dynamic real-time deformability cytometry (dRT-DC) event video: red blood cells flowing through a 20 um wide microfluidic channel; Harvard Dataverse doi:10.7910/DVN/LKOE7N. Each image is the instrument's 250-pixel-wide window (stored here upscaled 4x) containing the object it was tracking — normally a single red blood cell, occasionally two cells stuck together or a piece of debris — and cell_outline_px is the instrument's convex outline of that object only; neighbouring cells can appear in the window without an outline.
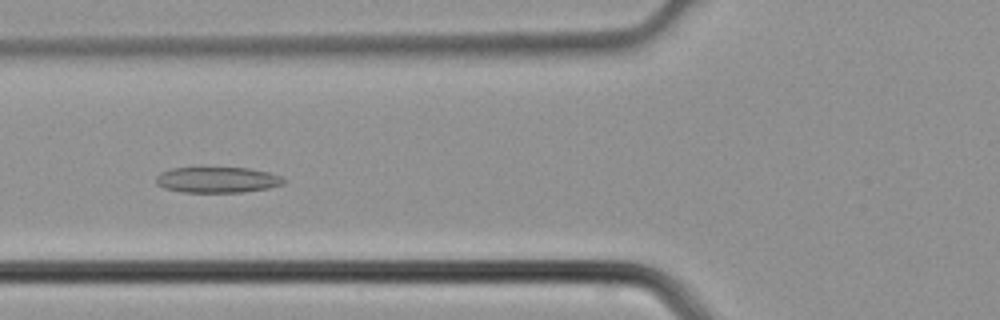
{"species": "common noctule bat (a hibernating species)", "species_latin": "Nyctalus noctula", "temperature_condition": "cold", "stored_images_in_passage": 4, "camera_frame_rate_fps": 3000, "um_per_image_px": 0.085, "animal": {"sex": "male", "body_mass_g": 21.5, "forearm_length_mm": 52.0}, "frame": {"image": 1, "passage_image": 4, "time_ms": 1.0, "image_size_px": [1000, 320], "cell_outline_px": [[288, 180], [284, 184], [268, 188], [244, 192], [184, 192], [164, 188], [156, 184], [156, 176], [160, 172], [172, 168], [248, 168], [268, 172], [280, 176]], "centroid_in_image_um": [18.49, 15.29], "position_along_channel_um": 107.3, "area_um2": 19.19}}